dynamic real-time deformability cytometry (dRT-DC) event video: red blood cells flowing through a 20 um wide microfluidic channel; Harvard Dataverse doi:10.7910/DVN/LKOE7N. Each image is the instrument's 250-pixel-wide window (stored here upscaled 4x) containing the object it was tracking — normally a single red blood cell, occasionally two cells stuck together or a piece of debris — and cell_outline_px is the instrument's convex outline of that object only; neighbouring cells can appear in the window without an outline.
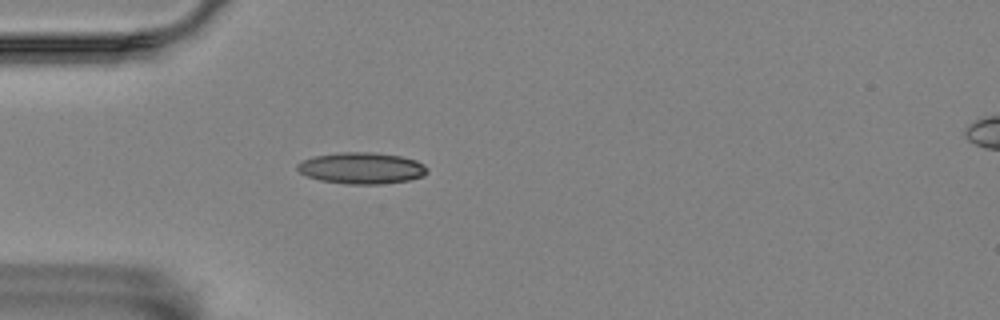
{"species": "Egyptian fruit bat (a non-hibernating species)", "species_latin": "Rousettus aegyptiacus", "temperature_condition": "room temperature", "stored_images_in_passage": 40, "camera_frame_rate_fps": 3000, "um_per_image_px": 0.085, "animal": {"sex": "female"}, "frame": {"image": 1, "passage_image": 1, "time_ms": 0.0, "image_size_px": [1000, 320], "cell_outline_px": [[428, 172], [424, 176], [408, 180], [380, 184], [348, 184], [320, 180], [308, 176], [300, 172], [296, 168], [296, 164], [304, 160], [316, 156], [340, 152], [376, 152], [400, 156], [416, 160], [424, 164], [428, 168]], "centroid_in_image_um": [30.77, 14.29], "position_along_channel_um": 54.2, "area_um2": 23.76}}
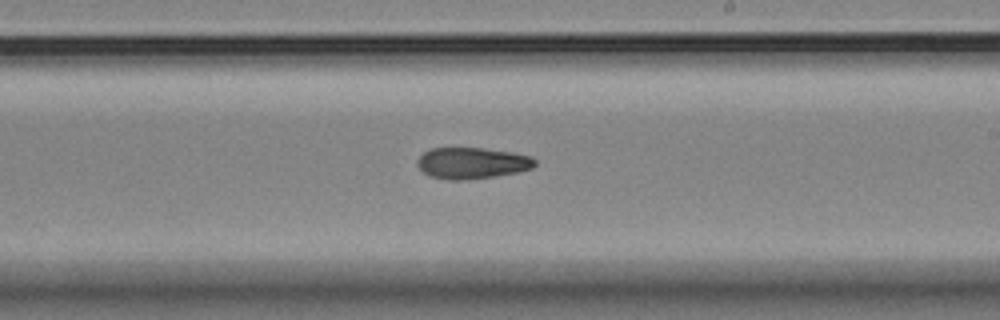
{"frame": {"image": 2, "passage_image": 18, "time_ms": 5.667, "image_size_px": [1000, 320], "cell_outline_px": [[536, 164], [532, 168], [520, 172], [496, 176], [468, 180], [448, 180], [428, 176], [416, 164], [416, 160], [424, 152], [432, 148], [484, 148], [512, 152], [532, 156], [536, 160]], "centroid_in_image_um": [40.14, 13.87], "position_along_channel_um": 248.9, "area_um2": 21.73}}
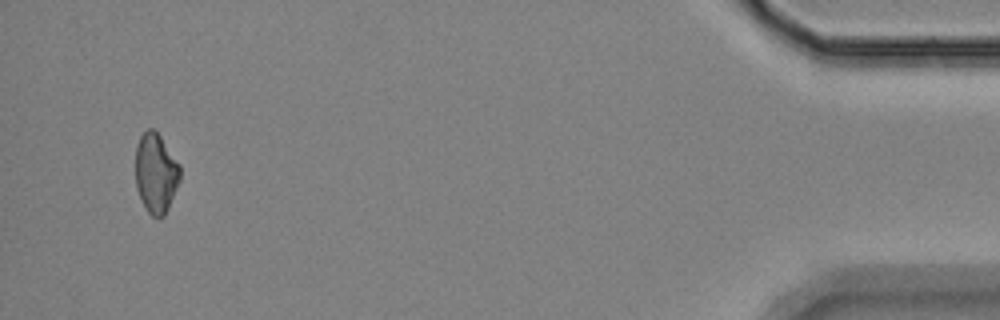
{"frame": {"image": 3, "passage_image": 39, "time_ms": 12.667, "image_size_px": [1000, 320], "cell_outline_px": [[180, 180], [168, 208], [164, 216], [160, 220], [152, 216], [148, 212], [136, 188], [136, 148], [140, 136], [148, 128], [152, 128], [160, 136], [180, 164]], "centroid_in_image_um": [13.26, 14.73], "position_along_channel_um": 421.9, "area_um2": 20.63}}